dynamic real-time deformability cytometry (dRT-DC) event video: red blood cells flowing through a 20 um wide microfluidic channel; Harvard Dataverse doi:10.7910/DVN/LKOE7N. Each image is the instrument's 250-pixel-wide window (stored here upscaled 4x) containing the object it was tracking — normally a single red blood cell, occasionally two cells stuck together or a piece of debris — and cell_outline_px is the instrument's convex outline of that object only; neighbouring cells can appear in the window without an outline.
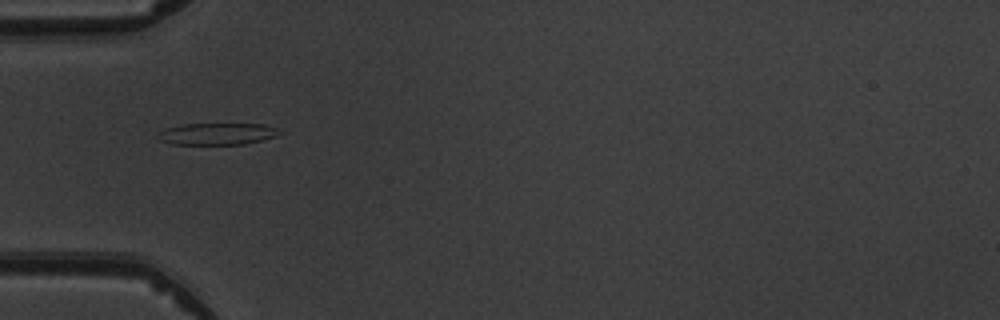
{"species": "common noctule bat (a hibernating species)", "species_latin": "Nyctalus noctula", "temperature_condition": "warm", "stored_images_in_passage": 4, "camera_frame_rate_fps": 3000, "um_per_image_px": 0.085, "animal": {"sex": "male", "body_mass_g": 19.5, "forearm_length_mm": 54.6}, "frame": {"image": 1, "passage_image": 1, "time_ms": 0.0, "image_size_px": [1000, 320], "cell_outline_px": [[284, 132], [276, 136], [244, 144], [172, 144], [160, 140], [156, 136], [156, 132], [164, 128], [180, 124], [264, 124], [276, 128]], "centroid_in_image_um": [18.41, 11.37], "position_along_channel_um": 66.6, "area_um2": 15.55}}
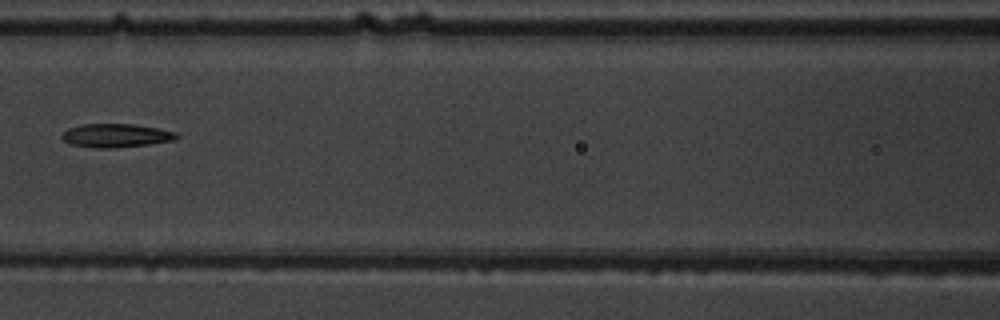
{"frame": {"image": 2, "passage_image": 3, "time_ms": 2.333, "image_size_px": [1000, 320], "cell_outline_px": [[180, 136], [176, 140], [148, 144], [116, 148], [96, 148], [68, 144], [60, 136], [68, 128], [84, 124], [132, 124], [156, 128], [176, 132]], "centroid_in_image_um": [9.85, 11.53], "position_along_channel_um": 156.7, "area_um2": 15.78}}
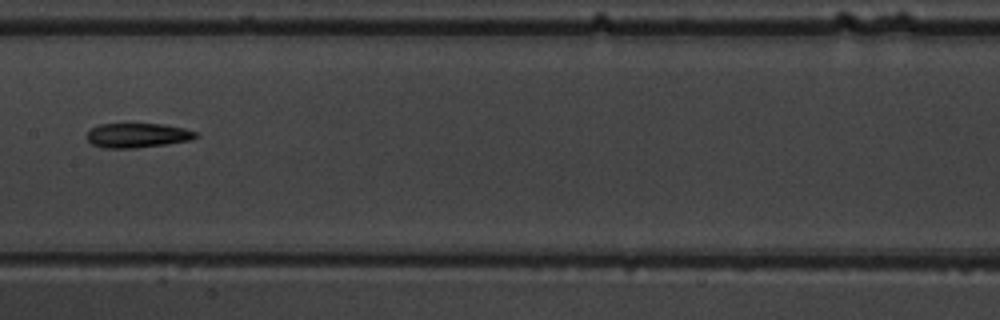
{"frame": {"image": 3, "passage_image": 4, "time_ms": 3.333, "image_size_px": [1000, 320], "cell_outline_px": [[200, 136], [188, 140], [164, 144], [136, 148], [104, 148], [92, 144], [84, 136], [92, 128], [100, 124], [164, 124], [184, 128], [196, 132]], "centroid_in_image_um": [11.66, 11.5], "position_along_channel_um": 195.7, "area_um2": 15.49}}